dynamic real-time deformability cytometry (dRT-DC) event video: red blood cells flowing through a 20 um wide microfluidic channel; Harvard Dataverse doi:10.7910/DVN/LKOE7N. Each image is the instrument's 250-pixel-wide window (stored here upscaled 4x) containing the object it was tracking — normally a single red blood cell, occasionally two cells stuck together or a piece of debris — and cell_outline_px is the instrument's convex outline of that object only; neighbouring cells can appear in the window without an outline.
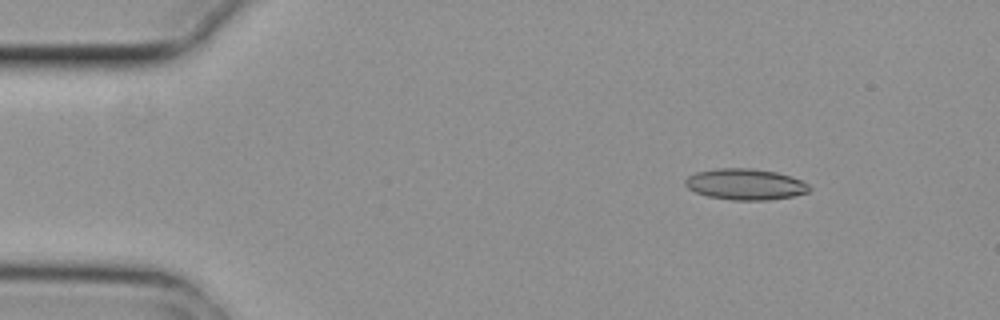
{"species": "common noctule bat (a hibernating species)", "species_latin": "Nyctalus noctula", "temperature_condition": "cold", "stored_images_in_passage": 7, "camera_frame_rate_fps": 3000, "um_per_image_px": 0.085, "animal": {"sex": "female", "body_mass_g": 29.2, "forearm_length_mm": 56.3}, "frame": {"image": 1, "passage_image": 2, "time_ms": 0.333, "image_size_px": [1000, 320], "cell_outline_px": [[812, 188], [808, 192], [792, 196], [768, 200], [732, 200], [708, 196], [696, 192], [688, 188], [684, 184], [684, 180], [688, 176], [696, 172], [716, 168], [748, 168], [776, 172], [792, 176], [808, 184]], "centroid_in_image_um": [63.34, 15.66], "position_along_channel_um": 21.7, "area_um2": 22.48}}
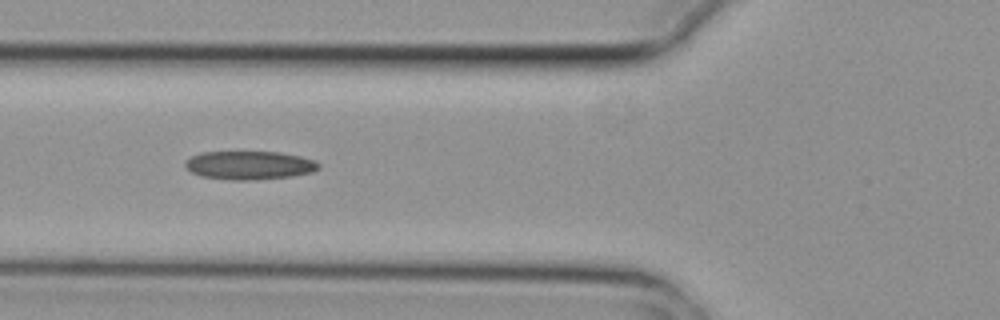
{"frame": {"image": 2, "passage_image": 5, "time_ms": 1.333, "image_size_px": [1000, 320], "cell_outline_px": [[320, 168], [312, 172], [292, 176], [252, 180], [232, 180], [200, 176], [192, 172], [184, 164], [192, 156], [204, 152], [280, 152], [300, 156], [316, 160], [320, 164]], "centroid_in_image_um": [21.25, 14.05], "position_along_channel_um": 104.6, "area_um2": 22.08}}
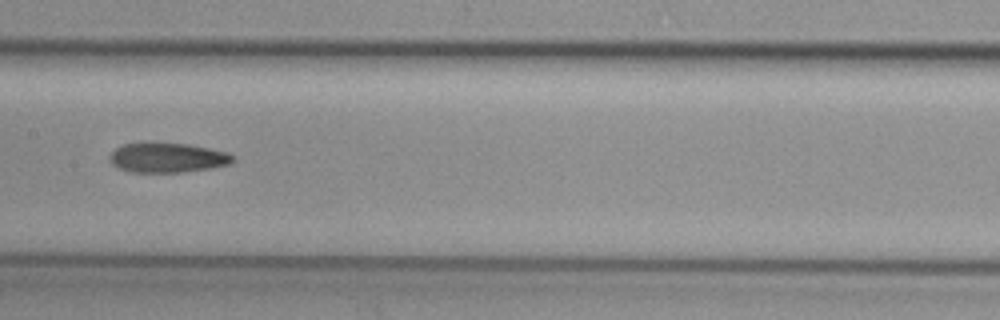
{"frame": {"image": 3, "passage_image": 7, "time_ms": 2.0, "image_size_px": [1000, 320], "cell_outline_px": [[236, 160], [228, 164], [212, 168], [184, 172], [128, 172], [112, 164], [108, 156], [116, 148], [124, 144], [144, 140], [148, 140], [188, 144], [228, 152], [236, 156]], "centroid_in_image_um": [14.22, 13.37], "position_along_channel_um": 193.2, "area_um2": 22.08}}